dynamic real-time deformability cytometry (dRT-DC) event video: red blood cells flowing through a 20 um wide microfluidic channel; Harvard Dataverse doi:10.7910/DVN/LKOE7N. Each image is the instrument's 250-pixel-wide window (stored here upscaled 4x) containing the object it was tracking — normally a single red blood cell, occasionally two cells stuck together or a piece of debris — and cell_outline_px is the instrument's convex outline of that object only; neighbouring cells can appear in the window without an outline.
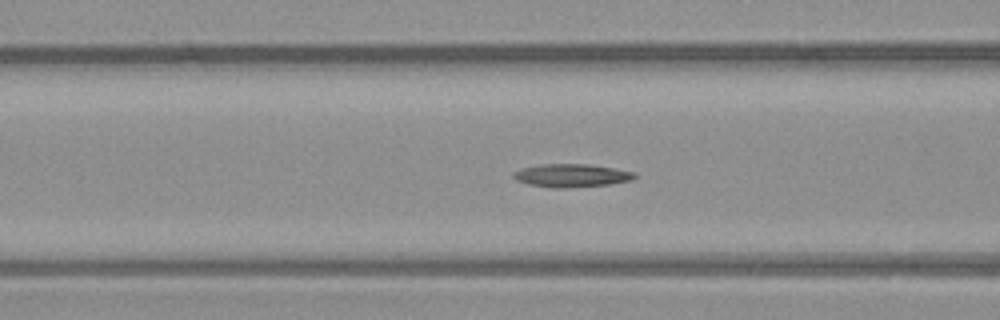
{"species": "common noctule bat (a hibernating species)", "species_latin": "Nyctalus noctula", "temperature_condition": "warm", "stored_images_in_passage": 46, "camera_frame_rate_fps": 3000, "um_per_image_px": 0.085, "animal": {"sex": "male", "body_mass_g": 23.1, "forearm_length_mm": 52.7}, "frame": {"image": 1, "passage_image": 12, "time_ms": 3.667, "image_size_px": [1000, 320], "cell_outline_px": [[640, 176], [632, 180], [608, 184], [564, 188], [552, 188], [528, 184], [516, 180], [512, 176], [512, 172], [520, 168], [540, 164], [588, 164], [636, 172]], "centroid_in_image_um": [48.57, 14.91], "position_along_channel_um": 118.0, "area_um2": 16.47}}
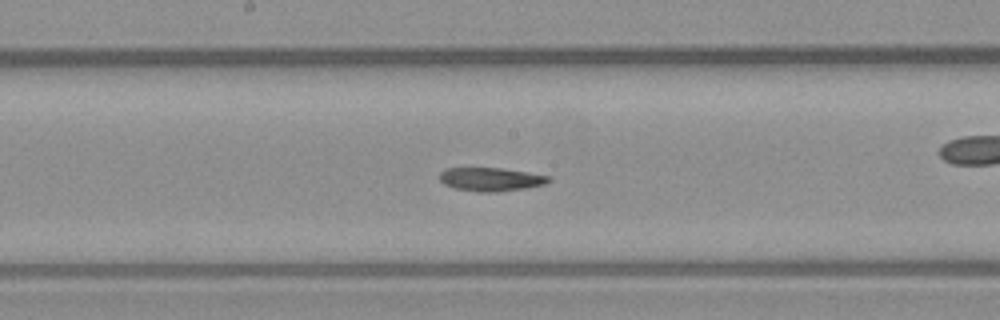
{"frame": {"image": 2, "passage_image": 19, "time_ms": 6.0, "image_size_px": [1000, 320], "cell_outline_px": [[552, 180], [544, 184], [524, 188], [496, 192], [476, 192], [456, 188], [444, 184], [440, 180], [440, 172], [444, 168], [500, 168], [528, 172], [552, 176]], "centroid_in_image_um": [41.73, 15.23], "position_along_channel_um": 206.5, "area_um2": 14.97}}
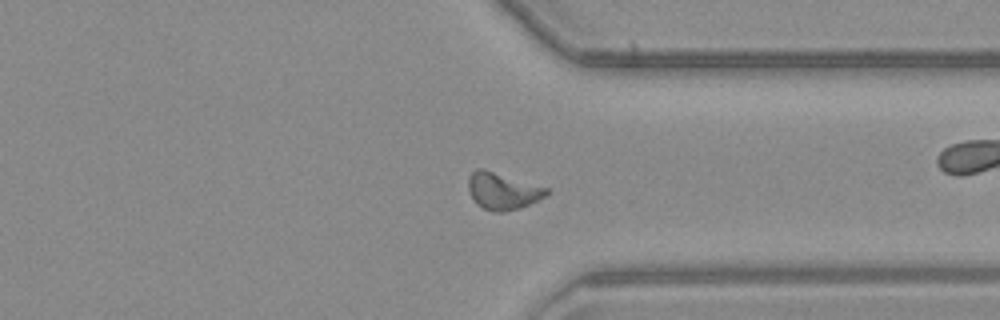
{"frame": {"image": 3, "passage_image": 32, "time_ms": 10.333, "image_size_px": [1000, 320], "cell_outline_px": [[548, 192], [544, 196], [520, 208], [504, 212], [492, 212], [476, 204], [472, 200], [468, 188], [468, 176], [476, 168], [484, 168], [548, 188]], "centroid_in_image_um": [42.66, 16.23], "position_along_channel_um": 368.7, "area_um2": 16.82}, "authors_computed_cell_mechanics": {"area_um2": 15.8372, "velocity_mm_per_s": 3.7869, "shape_relaxation_time_tau1_ms": null, "shape_relaxation_time_tau2_ms": 8.5934, "deformation_change_tau1": null, "deformation_change_tau2": 0.1664}}